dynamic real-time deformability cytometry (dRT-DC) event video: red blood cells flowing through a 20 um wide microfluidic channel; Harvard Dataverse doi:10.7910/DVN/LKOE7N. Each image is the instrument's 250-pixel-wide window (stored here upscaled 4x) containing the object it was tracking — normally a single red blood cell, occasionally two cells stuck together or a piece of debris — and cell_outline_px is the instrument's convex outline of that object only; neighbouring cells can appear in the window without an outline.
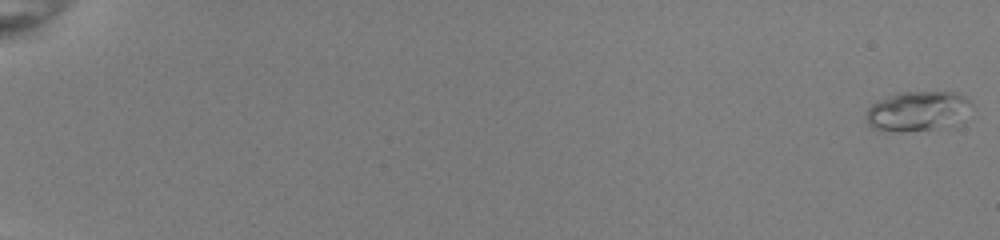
{"species": "common noctule bat (a hibernating species)", "species_latin": "Nyctalus noctula", "temperature_condition": "room temperature", "stored_images_in_passage": 53, "camera_frame_rate_fps": 3000, "um_per_image_px": 0.085, "animal": {"sex": "female", "body_mass_g": 22.0, "forearm_length_mm": 56.7}, "frame": {"image": 1, "passage_image": 1, "time_ms": 0.0, "image_size_px": [1000, 240], "cell_outline_px": [[972, 104], [964, 124], [956, 128], [872, 128], [868, 124], [868, 108], [872, 104], [896, 92], [956, 92], [964, 96]], "centroid_in_image_um": [78.18, 9.41], "position_along_channel_um": 6.8, "area_um2": 24.04}, "authors_computed_cell_mechanics": {"area_um2": 19.7676, "velocity_mm_per_s": 3.993, "shape_relaxation_time_tau1_ms": 2.2363, "shape_relaxation_time_tau2_ms": 2.0497, "deformation_change_tau1": 0.0721, "deformation_change_tau2": 0.0632}}